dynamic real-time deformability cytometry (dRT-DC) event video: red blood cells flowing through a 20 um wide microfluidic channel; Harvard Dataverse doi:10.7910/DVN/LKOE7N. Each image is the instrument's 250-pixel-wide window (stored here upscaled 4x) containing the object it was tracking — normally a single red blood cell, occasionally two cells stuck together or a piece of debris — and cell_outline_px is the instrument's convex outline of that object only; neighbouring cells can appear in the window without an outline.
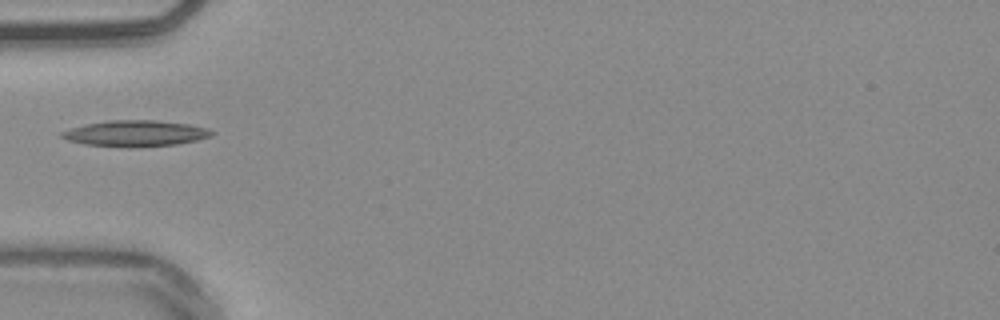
{"species": "common noctule bat (a hibernating species)", "species_latin": "Nyctalus noctula", "temperature_condition": "warm", "stored_images_in_passage": 10, "camera_frame_rate_fps": 3000, "um_per_image_px": 0.085, "animal": {"sex": "male", "body_mass_g": 20.4}, "frame": {"image": 1, "passage_image": 1, "time_ms": 0.0, "image_size_px": [1000, 320], "cell_outline_px": [[212, 136], [196, 140], [176, 144], [84, 144], [68, 140], [60, 136], [60, 132], [72, 128], [88, 124], [108, 120], [156, 120], [188, 124], [208, 128], [212, 132]], "centroid_in_image_um": [11.53, 11.28], "position_along_channel_um": 73.5, "area_um2": 21.33}}